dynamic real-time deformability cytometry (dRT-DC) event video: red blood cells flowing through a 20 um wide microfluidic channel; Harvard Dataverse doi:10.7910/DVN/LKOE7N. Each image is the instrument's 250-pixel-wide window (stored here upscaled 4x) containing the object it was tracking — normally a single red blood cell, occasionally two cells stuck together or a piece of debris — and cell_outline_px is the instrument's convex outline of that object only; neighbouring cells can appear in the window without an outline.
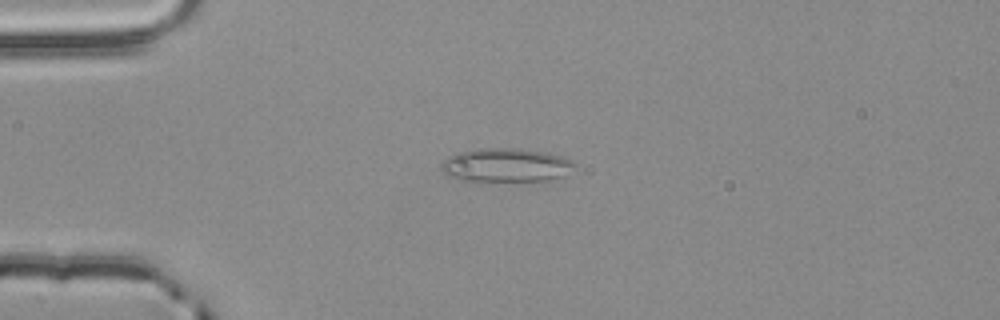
{"species": "common noctule bat (a hibernating species)", "species_latin": "Nyctalus noctula", "temperature_condition": "room temperature", "stored_images_in_passage": 2, "camera_frame_rate_fps": 3000, "um_per_image_px": 0.085, "animal": {"sex": "male", "body_mass_g": 20.4}, "frame": {"image": 1, "passage_image": 2, "time_ms": 0.333, "image_size_px": [1000, 320], "cell_outline_px": [[576, 164], [564, 176], [548, 180], [460, 180], [448, 176], [440, 168], [440, 160], [456, 152], [476, 148], [520, 148], [544, 152], [560, 156], [572, 160]], "centroid_in_image_um": [42.94, 14.01], "position_along_channel_um": 42.1, "area_um2": 26.18}}